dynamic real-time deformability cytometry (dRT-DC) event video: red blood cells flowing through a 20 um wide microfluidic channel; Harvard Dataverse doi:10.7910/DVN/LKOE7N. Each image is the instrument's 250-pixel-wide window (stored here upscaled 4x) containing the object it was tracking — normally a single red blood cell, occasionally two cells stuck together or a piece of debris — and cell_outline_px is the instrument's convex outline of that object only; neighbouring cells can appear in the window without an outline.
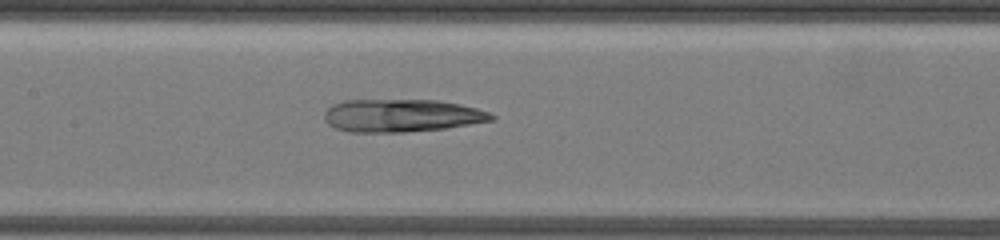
{"species": "common noctule bat (a hibernating species)", "species_latin": "Nyctalus noctula", "temperature_condition": "warm", "stored_images_in_passage": 27, "camera_frame_rate_fps": 3000, "um_per_image_px": 0.085, "animal": {"sex": "female", "body_mass_g": 19.5, "forearm_length_mm": 54.1}, "frame": {"image": 1, "passage_image": 23, "time_ms": 10.667, "image_size_px": [1000, 240], "cell_outline_px": [[496, 120], [444, 128], [404, 132], [348, 132], [336, 128], [328, 124], [324, 120], [324, 112], [332, 104], [344, 100], [440, 100], [460, 104], [476, 108], [488, 112], [496, 116]], "centroid_in_image_um": [34.13, 9.82], "position_along_channel_um": 173.3, "area_um2": 32.08}}
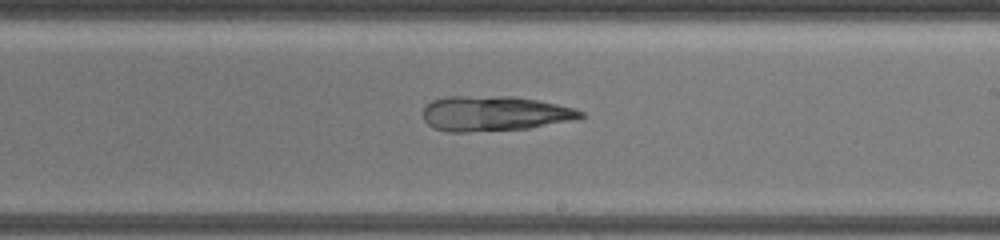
{"frame": {"image": 2, "passage_image": 27, "time_ms": 12.667, "image_size_px": [1000, 240], "cell_outline_px": [[584, 116], [576, 120], [528, 128], [468, 132], [448, 132], [432, 128], [424, 120], [424, 108], [432, 100], [444, 96], [512, 96], [540, 100], [572, 108], [584, 112]], "centroid_in_image_um": [42.02, 9.65], "position_along_channel_um": 247.0, "area_um2": 32.37}}